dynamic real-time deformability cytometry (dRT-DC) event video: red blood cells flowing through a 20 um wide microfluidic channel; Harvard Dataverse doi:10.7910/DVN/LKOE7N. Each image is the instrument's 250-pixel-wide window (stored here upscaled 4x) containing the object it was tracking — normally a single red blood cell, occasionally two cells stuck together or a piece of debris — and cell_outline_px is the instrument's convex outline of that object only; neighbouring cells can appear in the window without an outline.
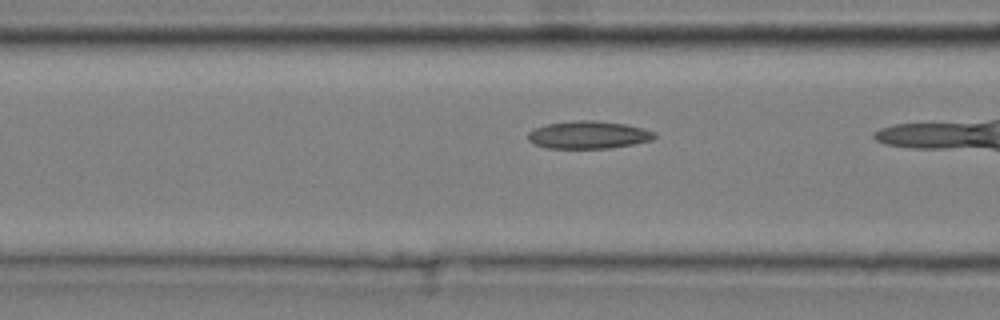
{"species": "common noctule bat (a hibernating species)", "species_latin": "Nyctalus noctula", "temperature_condition": "cold", "stored_images_in_passage": 19, "camera_frame_rate_fps": 3000, "um_per_image_px": 0.085, "animal": {"sex": "male", "body_mass_g": 20.4}, "frame": {"image": 1, "passage_image": 16, "time_ms": 5.0, "image_size_px": [1000, 320], "cell_outline_px": [[656, 136], [652, 140], [612, 148], [548, 148], [536, 144], [528, 140], [528, 132], [536, 128], [548, 124], [576, 120], [592, 120], [624, 124], [644, 128], [656, 132]], "centroid_in_image_um": [50.05, 11.46], "position_along_channel_um": 116.6, "area_um2": 20.23}}